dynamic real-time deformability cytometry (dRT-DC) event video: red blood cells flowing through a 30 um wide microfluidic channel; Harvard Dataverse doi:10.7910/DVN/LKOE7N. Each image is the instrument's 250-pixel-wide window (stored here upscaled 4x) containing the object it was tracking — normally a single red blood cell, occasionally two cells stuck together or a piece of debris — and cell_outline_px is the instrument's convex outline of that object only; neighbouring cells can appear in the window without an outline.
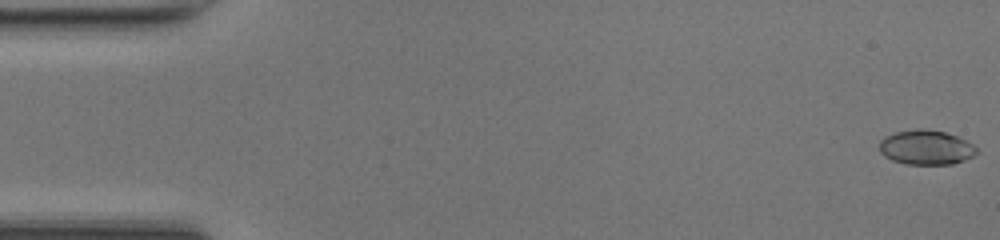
{"species": "common noctule bat (a hibernating species)", "species_latin": "Nyctalus noctula", "temperature_condition": "room temperature", "stored_images_in_passage": 49, "camera_frame_rate_fps": 3000, "um_per_image_px": 0.085, "animal": {"sex": "female", "body_mass_g": 17.0, "forearm_length_mm": 48.0}, "frame": {"image": 1, "passage_image": 1, "time_ms": 0.0, "image_size_px": [1000, 240], "cell_outline_px": [[976, 152], [972, 156], [964, 160], [952, 164], [904, 164], [892, 160], [884, 156], [880, 152], [880, 140], [884, 136], [896, 132], [920, 128], [944, 132], [956, 136], [972, 144], [976, 148]], "centroid_in_image_um": [78.67, 12.53], "position_along_channel_um": 6.3, "area_um2": 19.42}}
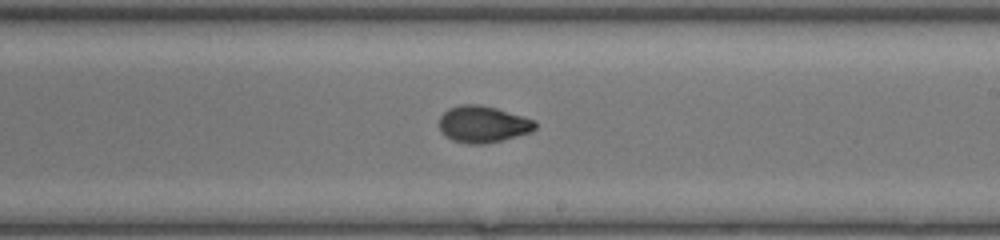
{"frame": {"image": 2, "passage_image": 29, "time_ms": 9.333, "image_size_px": [1000, 240], "cell_outline_px": [[536, 128], [532, 132], [484, 144], [468, 144], [452, 140], [444, 136], [440, 132], [440, 116], [448, 108], [460, 104], [480, 104], [496, 108], [536, 120]], "centroid_in_image_um": [41.03, 10.55], "position_along_channel_um": 248.0, "area_um2": 20.63}}
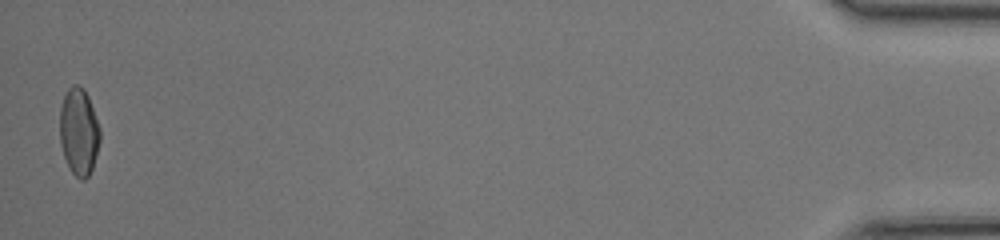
{"frame": {"image": 3, "passage_image": 49, "time_ms": 16.0, "image_size_px": [1000, 240], "cell_outline_px": [[100, 140], [92, 168], [88, 176], [84, 180], [80, 180], [68, 168], [60, 144], [60, 108], [64, 96], [68, 88], [72, 84], [76, 84], [84, 88], [88, 96], [100, 128]], "centroid_in_image_um": [6.69, 11.19], "position_along_channel_um": 428.5, "area_um2": 20.46}, "authors_computed_cell_mechanics": {"area_um2": 20.0566, "velocity_mm_per_s": 4.2444, "shape_relaxation_time_tau1_ms": 8.1374, "shape_relaxation_time_tau2_ms": 1.179, "deformation_change_tau1": 0.2334, "deformation_change_tau2": 0.0509}}